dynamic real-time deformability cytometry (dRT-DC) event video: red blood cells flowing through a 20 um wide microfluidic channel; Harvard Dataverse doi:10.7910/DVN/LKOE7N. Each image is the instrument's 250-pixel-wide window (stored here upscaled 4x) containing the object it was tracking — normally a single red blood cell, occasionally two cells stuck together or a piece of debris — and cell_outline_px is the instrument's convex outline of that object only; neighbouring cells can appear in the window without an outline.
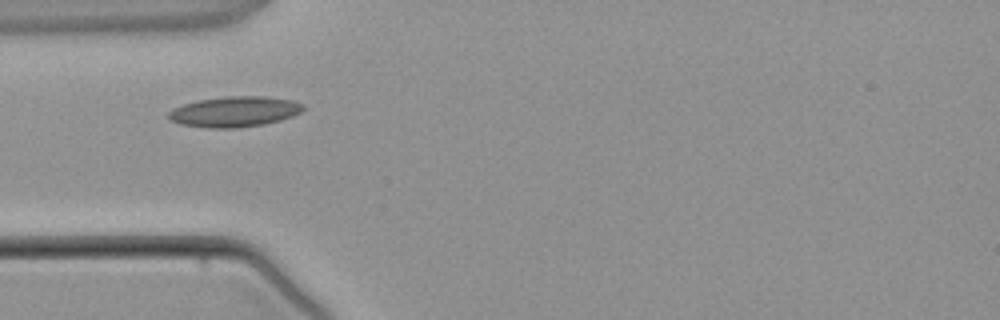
{"species": "common noctule bat (a hibernating species)", "species_latin": "Nyctalus noctula", "temperature_condition": "warm", "stored_images_in_passage": 2, "camera_frame_rate_fps": 3000, "um_per_image_px": 0.085, "animal": {"sex": "male", "body_mass_g": 21.5, "forearm_length_mm": 52.0}, "frame": {"image": 1, "passage_image": 1, "time_ms": 0.0, "image_size_px": [1000, 320], "cell_outline_px": [[304, 108], [300, 112], [292, 116], [280, 120], [264, 124], [236, 128], [208, 128], [180, 124], [168, 120], [168, 112], [172, 108], [184, 104], [200, 100], [224, 96], [264, 96], [292, 100], [304, 104]], "centroid_in_image_um": [19.91, 9.49], "position_along_channel_um": 65.1, "area_um2": 23.99}}
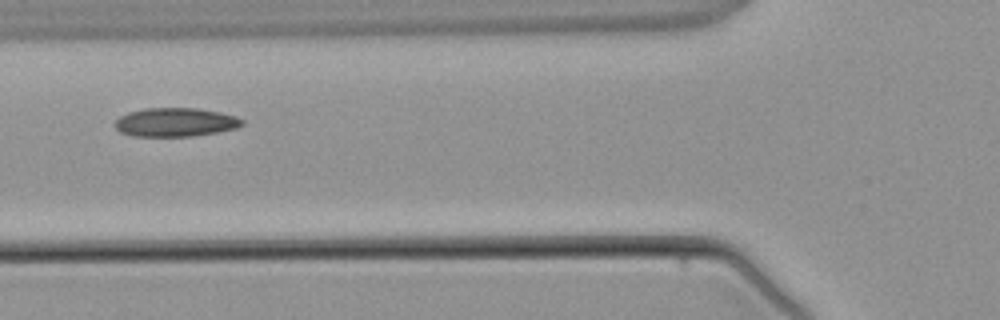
{"frame": {"image": 2, "passage_image": 2, "time_ms": 1.0, "image_size_px": [1000, 320], "cell_outline_px": [[244, 124], [236, 128], [216, 132], [192, 136], [132, 136], [120, 132], [112, 124], [120, 116], [128, 112], [144, 108], [196, 108], [220, 112], [236, 116], [244, 120]], "centroid_in_image_um": [14.89, 10.38], "position_along_channel_um": 110.9, "area_um2": 21.39}}